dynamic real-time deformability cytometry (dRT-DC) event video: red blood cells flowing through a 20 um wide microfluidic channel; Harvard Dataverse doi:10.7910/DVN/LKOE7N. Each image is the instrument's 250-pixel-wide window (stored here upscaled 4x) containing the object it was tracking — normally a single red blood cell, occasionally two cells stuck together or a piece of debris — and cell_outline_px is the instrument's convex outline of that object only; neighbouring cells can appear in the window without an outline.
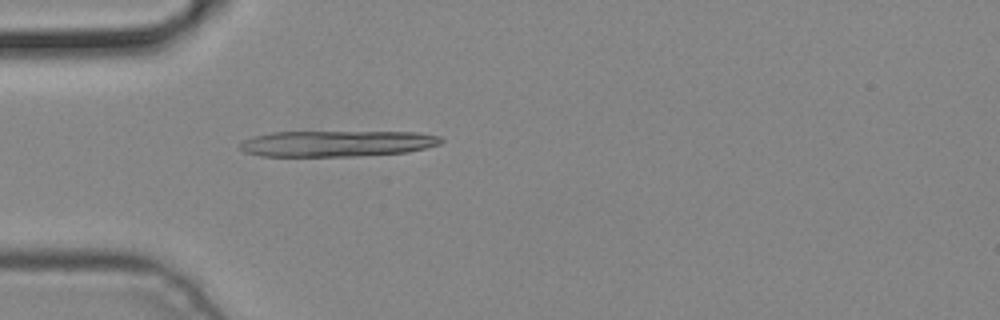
{"species": "common noctule bat (a hibernating species)", "species_latin": "Nyctalus noctula", "temperature_condition": "cold", "stored_images_in_passage": 5, "camera_frame_rate_fps": 3000, "um_per_image_px": 0.085, "animal": {"sex": "male", "body_mass_g": 19.2, "forearm_length_mm": 51.8}, "frame": {"image": 1, "passage_image": 5, "time_ms": 1.333, "image_size_px": [1000, 320], "cell_outline_px": [[444, 140], [440, 144], [408, 152], [352, 156], [260, 156], [244, 152], [240, 148], [240, 144], [244, 140], [252, 136], [272, 132], [416, 132], [440, 136]], "centroid_in_image_um": [28.63, 12.2], "position_along_channel_um": 56.4, "area_um2": 30.46}}